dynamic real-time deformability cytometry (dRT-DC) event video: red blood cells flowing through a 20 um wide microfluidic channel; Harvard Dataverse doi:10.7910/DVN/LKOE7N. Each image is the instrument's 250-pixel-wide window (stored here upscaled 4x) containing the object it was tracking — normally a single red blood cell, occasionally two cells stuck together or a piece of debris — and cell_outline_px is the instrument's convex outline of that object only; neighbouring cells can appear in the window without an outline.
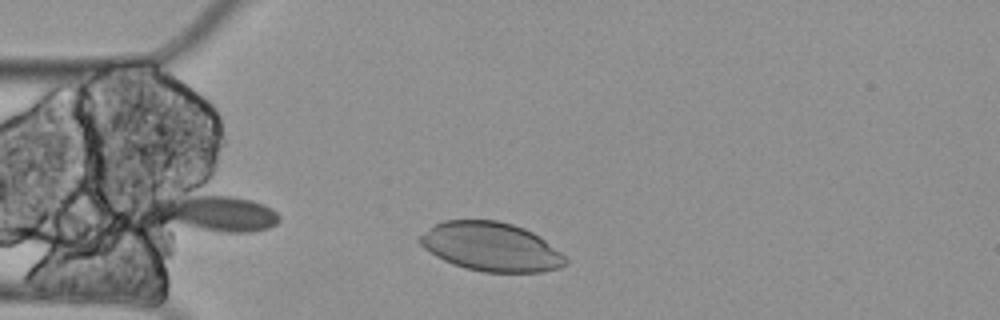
{"species": "Egyptian fruit bat (a non-hibernating species)", "species_latin": "Rousettus aegyptiacus", "temperature_condition": "cold", "stored_images_in_passage": 21, "segment_of_instrument_passage": [1, 2], "camera_frame_rate_fps": 3000, "um_per_image_px": 0.085, "animal": {"sex": "female"}, "frame": {"image": 1, "passage_image": 4, "time_ms": 1.0, "image_size_px": [1000, 320], "cell_outline_px": [[568, 264], [560, 268], [540, 272], [484, 272], [464, 268], [452, 264], [436, 256], [424, 248], [420, 244], [420, 236], [436, 224], [444, 220], [496, 220], [512, 224], [524, 228], [532, 232], [544, 240], [560, 252], [568, 260]], "centroid_in_image_um": [41.75, 20.99], "position_along_channel_um": 43.2, "area_um2": 41.21}}